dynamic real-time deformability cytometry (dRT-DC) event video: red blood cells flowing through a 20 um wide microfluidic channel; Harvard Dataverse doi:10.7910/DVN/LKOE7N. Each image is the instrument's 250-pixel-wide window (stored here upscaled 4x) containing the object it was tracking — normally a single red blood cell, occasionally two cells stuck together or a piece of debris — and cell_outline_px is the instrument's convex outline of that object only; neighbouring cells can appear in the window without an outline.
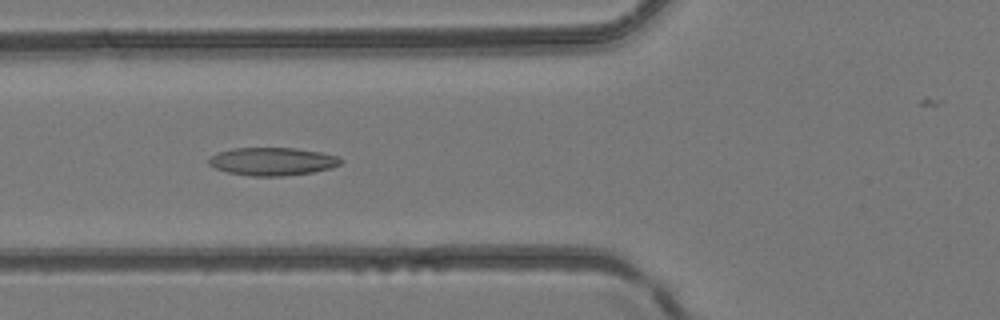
{"species": "common noctule bat (a hibernating species)", "species_latin": "Nyctalus noctula", "temperature_condition": "room temperature", "stored_images_in_passage": 42, "camera_frame_rate_fps": 3000, "um_per_image_px": 0.085, "animal": {"sex": "female", "body_mass_g": 24.6, "forearm_length_mm": 56.2}, "frame": {"image": 1, "passage_image": 19, "time_ms": 6.0, "image_size_px": [1000, 320], "cell_outline_px": [[344, 160], [340, 164], [332, 168], [312, 172], [280, 176], [252, 176], [228, 172], [216, 168], [208, 164], [208, 160], [216, 152], [232, 148], [296, 148], [320, 152], [340, 156]], "centroid_in_image_um": [23.18, 13.71], "position_along_channel_um": 102.6, "area_um2": 21.56}}
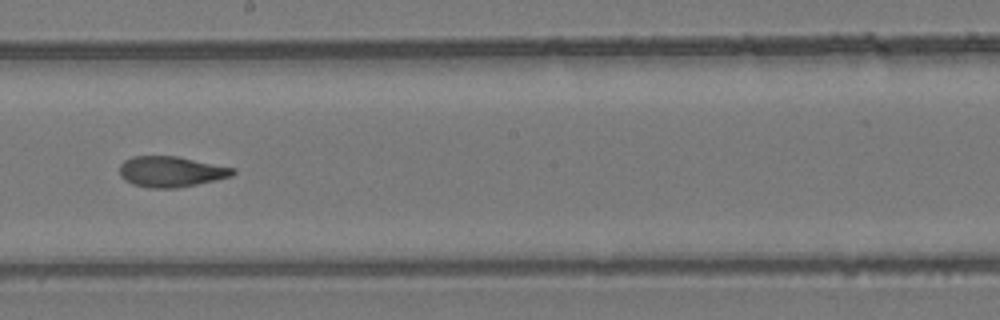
{"frame": {"image": 2, "passage_image": 28, "time_ms": 9.0, "image_size_px": [1000, 320], "cell_outline_px": [[236, 172], [232, 176], [196, 184], [176, 188], [148, 188], [132, 184], [124, 180], [120, 176], [120, 164], [124, 160], [132, 156], [176, 156], [236, 168]], "centroid_in_image_um": [14.51, 14.59], "position_along_channel_um": 233.7, "area_um2": 20.29}}
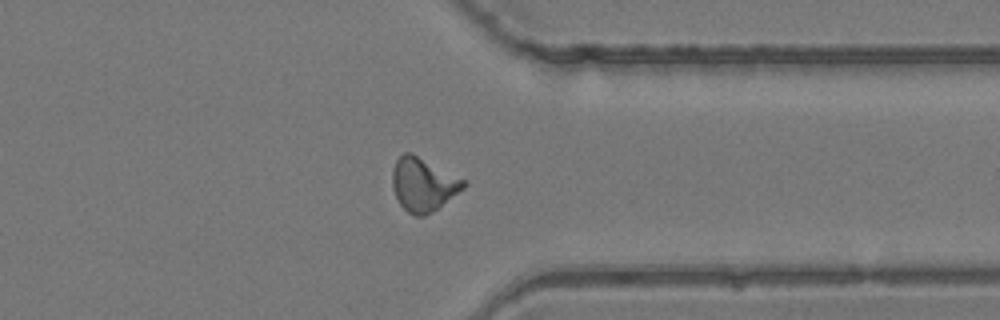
{"frame": {"image": 3, "passage_image": 38, "time_ms": 12.333, "image_size_px": [1000, 320], "cell_outline_px": [[468, 184], [464, 188], [432, 212], [424, 216], [416, 216], [408, 212], [400, 204], [392, 188], [392, 168], [396, 160], [404, 152], [412, 152], [464, 180]], "centroid_in_image_um": [35.94, 15.67], "position_along_channel_um": 375.5, "area_um2": 22.02}}